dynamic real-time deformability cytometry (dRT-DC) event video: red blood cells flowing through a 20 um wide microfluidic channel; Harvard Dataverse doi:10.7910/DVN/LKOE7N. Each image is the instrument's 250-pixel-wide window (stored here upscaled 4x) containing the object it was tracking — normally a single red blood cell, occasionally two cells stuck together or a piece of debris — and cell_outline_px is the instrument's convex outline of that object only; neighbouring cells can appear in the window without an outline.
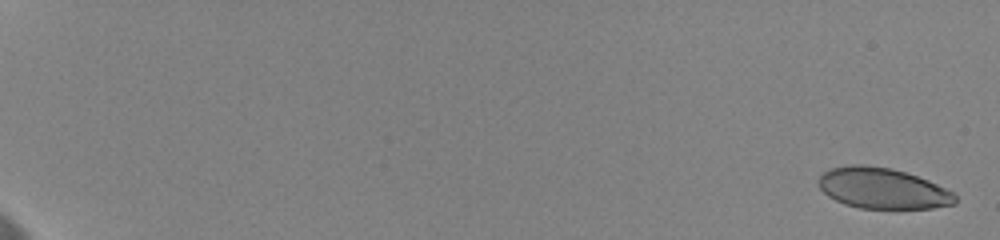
{"species": "human", "species_latin": "Homo sapiens", "temperature_condition": "cold", "stored_images_in_passage": 13, "camera_frame_rate_fps": 3000, "um_per_image_px": 0.085, "donor": {"sex": "female"}, "frame": {"image": 1, "passage_image": 1, "time_ms": 0.0, "image_size_px": [1000, 240], "cell_outline_px": [[956, 204], [932, 208], [860, 208], [844, 204], [828, 196], [820, 188], [820, 176], [824, 172], [832, 168], [852, 164], [860, 164], [892, 168], [928, 180], [952, 192], [956, 196]], "centroid_in_image_um": [75.03, 16.01], "position_along_channel_um": 10.0, "area_um2": 32.14}}
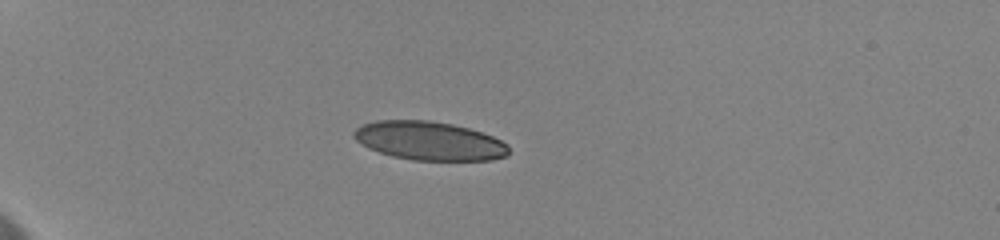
{"frame": {"image": 2, "passage_image": 10, "time_ms": 6.0, "image_size_px": [1000, 240], "cell_outline_px": [[508, 156], [492, 160], [412, 160], [392, 156], [368, 148], [356, 140], [352, 136], [352, 132], [360, 124], [376, 120], [428, 120], [452, 124], [468, 128], [492, 136], [508, 144]], "centroid_in_image_um": [36.46, 11.97], "position_along_channel_um": 48.5, "area_um2": 35.03}}
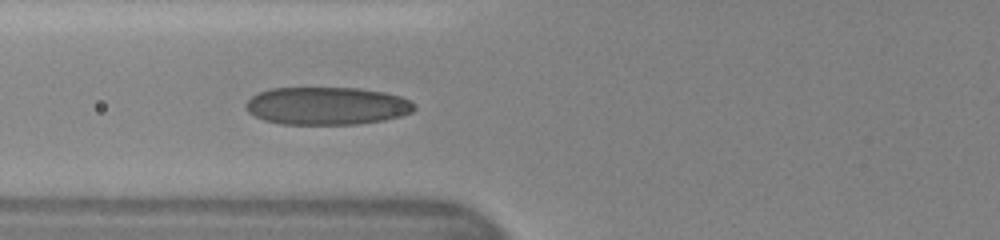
{"frame": {"image": 3, "passage_image": 13, "time_ms": 8.667, "image_size_px": [1000, 240], "cell_outline_px": [[416, 108], [412, 112], [400, 116], [384, 120], [356, 124], [280, 124], [264, 120], [248, 112], [244, 104], [252, 96], [260, 92], [272, 88], [360, 88], [384, 92], [400, 96], [416, 104]], "centroid_in_image_um": [27.79, 9.0], "position_along_channel_um": 98.0, "area_um2": 37.11}}